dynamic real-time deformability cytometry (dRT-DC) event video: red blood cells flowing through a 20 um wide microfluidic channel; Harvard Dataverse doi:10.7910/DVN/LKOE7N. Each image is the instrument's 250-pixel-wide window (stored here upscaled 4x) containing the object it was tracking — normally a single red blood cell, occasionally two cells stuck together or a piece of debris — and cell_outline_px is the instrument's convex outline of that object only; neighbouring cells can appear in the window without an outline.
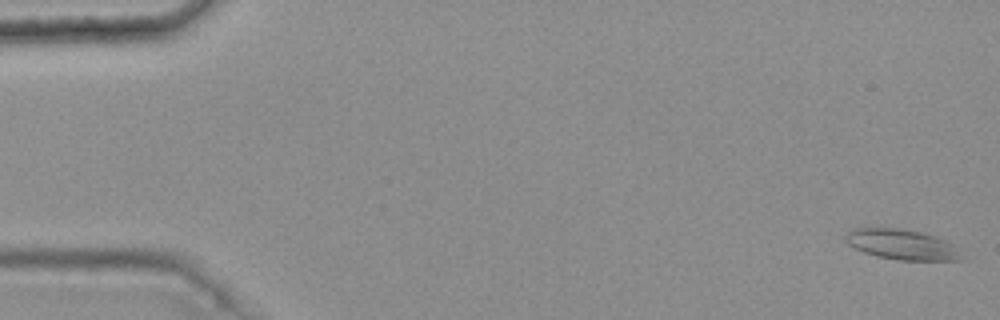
{"species": "common noctule bat (a hibernating species)", "species_latin": "Nyctalus noctula", "temperature_condition": "warm", "stored_images_in_passage": 4, "camera_frame_rate_fps": 3000, "um_per_image_px": 0.085, "animal": {"sex": "female", "body_mass_g": 25.1}, "frame": {"image": 1, "passage_image": 1, "time_ms": 0.0, "image_size_px": [1000, 320], "cell_outline_px": [[964, 260], [900, 260], [876, 256], [864, 252], [848, 244], [844, 240], [844, 236], [848, 232], [856, 228], [900, 228], [920, 232], [936, 236], [952, 244]], "centroid_in_image_um": [76.62, 20.78], "position_along_channel_um": 8.4, "area_um2": 20.23}}